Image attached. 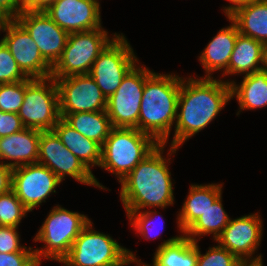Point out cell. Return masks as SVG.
I'll return each instance as SVG.
<instances>
[{"instance_id":"obj_3","label":"cell","mask_w":267,"mask_h":266,"mask_svg":"<svg viewBox=\"0 0 267 266\" xmlns=\"http://www.w3.org/2000/svg\"><path fill=\"white\" fill-rule=\"evenodd\" d=\"M181 77L176 73L153 72L145 81L138 130L158 144H168L174 128Z\"/></svg>"},{"instance_id":"obj_9","label":"cell","mask_w":267,"mask_h":266,"mask_svg":"<svg viewBox=\"0 0 267 266\" xmlns=\"http://www.w3.org/2000/svg\"><path fill=\"white\" fill-rule=\"evenodd\" d=\"M138 61L126 36L119 33L94 61L89 75L108 99Z\"/></svg>"},{"instance_id":"obj_16","label":"cell","mask_w":267,"mask_h":266,"mask_svg":"<svg viewBox=\"0 0 267 266\" xmlns=\"http://www.w3.org/2000/svg\"><path fill=\"white\" fill-rule=\"evenodd\" d=\"M16 20L27 30L43 58L53 67L62 55L69 34L45 12L22 10Z\"/></svg>"},{"instance_id":"obj_14","label":"cell","mask_w":267,"mask_h":266,"mask_svg":"<svg viewBox=\"0 0 267 266\" xmlns=\"http://www.w3.org/2000/svg\"><path fill=\"white\" fill-rule=\"evenodd\" d=\"M61 183L49 168L39 163L13 169L12 191L29 212L45 203Z\"/></svg>"},{"instance_id":"obj_11","label":"cell","mask_w":267,"mask_h":266,"mask_svg":"<svg viewBox=\"0 0 267 266\" xmlns=\"http://www.w3.org/2000/svg\"><path fill=\"white\" fill-rule=\"evenodd\" d=\"M127 249L110 234L95 230L90 221L60 263L64 266H101L119 261L127 253Z\"/></svg>"},{"instance_id":"obj_13","label":"cell","mask_w":267,"mask_h":266,"mask_svg":"<svg viewBox=\"0 0 267 266\" xmlns=\"http://www.w3.org/2000/svg\"><path fill=\"white\" fill-rule=\"evenodd\" d=\"M54 79L59 92L60 114L107 109V98L89 74Z\"/></svg>"},{"instance_id":"obj_39","label":"cell","mask_w":267,"mask_h":266,"mask_svg":"<svg viewBox=\"0 0 267 266\" xmlns=\"http://www.w3.org/2000/svg\"><path fill=\"white\" fill-rule=\"evenodd\" d=\"M56 1L57 0H30L22 10L45 12Z\"/></svg>"},{"instance_id":"obj_40","label":"cell","mask_w":267,"mask_h":266,"mask_svg":"<svg viewBox=\"0 0 267 266\" xmlns=\"http://www.w3.org/2000/svg\"><path fill=\"white\" fill-rule=\"evenodd\" d=\"M229 2V5L223 6L222 10L226 16H230L236 9L241 6L247 5L253 0H226Z\"/></svg>"},{"instance_id":"obj_42","label":"cell","mask_w":267,"mask_h":266,"mask_svg":"<svg viewBox=\"0 0 267 266\" xmlns=\"http://www.w3.org/2000/svg\"><path fill=\"white\" fill-rule=\"evenodd\" d=\"M261 70L267 72V43L263 45L262 67Z\"/></svg>"},{"instance_id":"obj_28","label":"cell","mask_w":267,"mask_h":266,"mask_svg":"<svg viewBox=\"0 0 267 266\" xmlns=\"http://www.w3.org/2000/svg\"><path fill=\"white\" fill-rule=\"evenodd\" d=\"M129 219V224L135 235L138 233L142 238L156 239L164 230V217L159 214L157 209H148L145 211L125 212Z\"/></svg>"},{"instance_id":"obj_26","label":"cell","mask_w":267,"mask_h":266,"mask_svg":"<svg viewBox=\"0 0 267 266\" xmlns=\"http://www.w3.org/2000/svg\"><path fill=\"white\" fill-rule=\"evenodd\" d=\"M60 117L83 136L96 141L101 146L113 128L106 110L60 114Z\"/></svg>"},{"instance_id":"obj_41","label":"cell","mask_w":267,"mask_h":266,"mask_svg":"<svg viewBox=\"0 0 267 266\" xmlns=\"http://www.w3.org/2000/svg\"><path fill=\"white\" fill-rule=\"evenodd\" d=\"M237 266H263V258L258 260H244L240 261Z\"/></svg>"},{"instance_id":"obj_20","label":"cell","mask_w":267,"mask_h":266,"mask_svg":"<svg viewBox=\"0 0 267 266\" xmlns=\"http://www.w3.org/2000/svg\"><path fill=\"white\" fill-rule=\"evenodd\" d=\"M223 183L190 184L176 219L178 233H184L223 193Z\"/></svg>"},{"instance_id":"obj_15","label":"cell","mask_w":267,"mask_h":266,"mask_svg":"<svg viewBox=\"0 0 267 266\" xmlns=\"http://www.w3.org/2000/svg\"><path fill=\"white\" fill-rule=\"evenodd\" d=\"M3 33L1 40L29 78L51 76L52 66L43 58L30 34L16 19L7 22Z\"/></svg>"},{"instance_id":"obj_8","label":"cell","mask_w":267,"mask_h":266,"mask_svg":"<svg viewBox=\"0 0 267 266\" xmlns=\"http://www.w3.org/2000/svg\"><path fill=\"white\" fill-rule=\"evenodd\" d=\"M137 62L124 76L120 86L107 99V114L113 127L138 129L140 105L146 79L154 72Z\"/></svg>"},{"instance_id":"obj_27","label":"cell","mask_w":267,"mask_h":266,"mask_svg":"<svg viewBox=\"0 0 267 266\" xmlns=\"http://www.w3.org/2000/svg\"><path fill=\"white\" fill-rule=\"evenodd\" d=\"M222 201L221 194L213 205L210 206L183 234L194 242L200 241V239L206 235H212V239L215 241L231 219L225 211Z\"/></svg>"},{"instance_id":"obj_18","label":"cell","mask_w":267,"mask_h":266,"mask_svg":"<svg viewBox=\"0 0 267 266\" xmlns=\"http://www.w3.org/2000/svg\"><path fill=\"white\" fill-rule=\"evenodd\" d=\"M226 18L231 24L221 28L198 56V61L201 63L205 74L204 76L195 74L196 77L212 78L214 77L212 76L213 73L216 71H221L220 74L222 75L220 76L224 79L228 76L229 60L239 31L235 22L229 16H226Z\"/></svg>"},{"instance_id":"obj_44","label":"cell","mask_w":267,"mask_h":266,"mask_svg":"<svg viewBox=\"0 0 267 266\" xmlns=\"http://www.w3.org/2000/svg\"><path fill=\"white\" fill-rule=\"evenodd\" d=\"M21 9H23L30 0H13Z\"/></svg>"},{"instance_id":"obj_6","label":"cell","mask_w":267,"mask_h":266,"mask_svg":"<svg viewBox=\"0 0 267 266\" xmlns=\"http://www.w3.org/2000/svg\"><path fill=\"white\" fill-rule=\"evenodd\" d=\"M104 27L70 33L61 57L52 67L53 78L89 74L94 61L107 45L119 34L108 35Z\"/></svg>"},{"instance_id":"obj_38","label":"cell","mask_w":267,"mask_h":266,"mask_svg":"<svg viewBox=\"0 0 267 266\" xmlns=\"http://www.w3.org/2000/svg\"><path fill=\"white\" fill-rule=\"evenodd\" d=\"M141 262V259H139L138 256L136 257L135 252L127 249V253L119 261L101 266H128L130 264L139 265Z\"/></svg>"},{"instance_id":"obj_4","label":"cell","mask_w":267,"mask_h":266,"mask_svg":"<svg viewBox=\"0 0 267 266\" xmlns=\"http://www.w3.org/2000/svg\"><path fill=\"white\" fill-rule=\"evenodd\" d=\"M159 144L136 128L113 127L101 150L100 168L120 183Z\"/></svg>"},{"instance_id":"obj_29","label":"cell","mask_w":267,"mask_h":266,"mask_svg":"<svg viewBox=\"0 0 267 266\" xmlns=\"http://www.w3.org/2000/svg\"><path fill=\"white\" fill-rule=\"evenodd\" d=\"M28 212L12 190L0 195V226L18 227Z\"/></svg>"},{"instance_id":"obj_1","label":"cell","mask_w":267,"mask_h":266,"mask_svg":"<svg viewBox=\"0 0 267 266\" xmlns=\"http://www.w3.org/2000/svg\"><path fill=\"white\" fill-rule=\"evenodd\" d=\"M231 98V85L219 77H181L173 137L167 146L182 147L220 114Z\"/></svg>"},{"instance_id":"obj_10","label":"cell","mask_w":267,"mask_h":266,"mask_svg":"<svg viewBox=\"0 0 267 266\" xmlns=\"http://www.w3.org/2000/svg\"><path fill=\"white\" fill-rule=\"evenodd\" d=\"M38 163L49 168L61 182L66 179L65 177H72L81 184L110 191L64 146L53 130L41 131Z\"/></svg>"},{"instance_id":"obj_33","label":"cell","mask_w":267,"mask_h":266,"mask_svg":"<svg viewBox=\"0 0 267 266\" xmlns=\"http://www.w3.org/2000/svg\"><path fill=\"white\" fill-rule=\"evenodd\" d=\"M18 227L0 226V253H35L33 247H26L21 241Z\"/></svg>"},{"instance_id":"obj_37","label":"cell","mask_w":267,"mask_h":266,"mask_svg":"<svg viewBox=\"0 0 267 266\" xmlns=\"http://www.w3.org/2000/svg\"><path fill=\"white\" fill-rule=\"evenodd\" d=\"M0 11L9 20H15L22 9L13 0H0Z\"/></svg>"},{"instance_id":"obj_43","label":"cell","mask_w":267,"mask_h":266,"mask_svg":"<svg viewBox=\"0 0 267 266\" xmlns=\"http://www.w3.org/2000/svg\"><path fill=\"white\" fill-rule=\"evenodd\" d=\"M8 21L9 19L0 11V35H1V32L4 31V28Z\"/></svg>"},{"instance_id":"obj_5","label":"cell","mask_w":267,"mask_h":266,"mask_svg":"<svg viewBox=\"0 0 267 266\" xmlns=\"http://www.w3.org/2000/svg\"><path fill=\"white\" fill-rule=\"evenodd\" d=\"M90 221L85 214L67 210L59 204L53 206L33 238V242L43 243L41 248H34L37 261L42 264L44 258L60 263Z\"/></svg>"},{"instance_id":"obj_17","label":"cell","mask_w":267,"mask_h":266,"mask_svg":"<svg viewBox=\"0 0 267 266\" xmlns=\"http://www.w3.org/2000/svg\"><path fill=\"white\" fill-rule=\"evenodd\" d=\"M99 0H57L45 13L68 34L103 27Z\"/></svg>"},{"instance_id":"obj_45","label":"cell","mask_w":267,"mask_h":266,"mask_svg":"<svg viewBox=\"0 0 267 266\" xmlns=\"http://www.w3.org/2000/svg\"><path fill=\"white\" fill-rule=\"evenodd\" d=\"M136 266H144V264L141 262L139 265H136Z\"/></svg>"},{"instance_id":"obj_22","label":"cell","mask_w":267,"mask_h":266,"mask_svg":"<svg viewBox=\"0 0 267 266\" xmlns=\"http://www.w3.org/2000/svg\"><path fill=\"white\" fill-rule=\"evenodd\" d=\"M198 242L184 234L164 240L153 253L152 263L144 266H197Z\"/></svg>"},{"instance_id":"obj_19","label":"cell","mask_w":267,"mask_h":266,"mask_svg":"<svg viewBox=\"0 0 267 266\" xmlns=\"http://www.w3.org/2000/svg\"><path fill=\"white\" fill-rule=\"evenodd\" d=\"M41 131L23 130L0 138V162L11 168L38 163Z\"/></svg>"},{"instance_id":"obj_25","label":"cell","mask_w":267,"mask_h":266,"mask_svg":"<svg viewBox=\"0 0 267 266\" xmlns=\"http://www.w3.org/2000/svg\"><path fill=\"white\" fill-rule=\"evenodd\" d=\"M263 43L253 38L238 35L228 65V75H249L261 70Z\"/></svg>"},{"instance_id":"obj_23","label":"cell","mask_w":267,"mask_h":266,"mask_svg":"<svg viewBox=\"0 0 267 266\" xmlns=\"http://www.w3.org/2000/svg\"><path fill=\"white\" fill-rule=\"evenodd\" d=\"M53 131L57 134L64 146L90 171H92V167L100 166L102 146L99 143L83 136L63 118L58 120Z\"/></svg>"},{"instance_id":"obj_30","label":"cell","mask_w":267,"mask_h":266,"mask_svg":"<svg viewBox=\"0 0 267 266\" xmlns=\"http://www.w3.org/2000/svg\"><path fill=\"white\" fill-rule=\"evenodd\" d=\"M25 80L0 84V111L18 113L24 101Z\"/></svg>"},{"instance_id":"obj_32","label":"cell","mask_w":267,"mask_h":266,"mask_svg":"<svg viewBox=\"0 0 267 266\" xmlns=\"http://www.w3.org/2000/svg\"><path fill=\"white\" fill-rule=\"evenodd\" d=\"M198 245L197 266H237L240 260L227 249L218 244L209 247L205 254H201Z\"/></svg>"},{"instance_id":"obj_24","label":"cell","mask_w":267,"mask_h":266,"mask_svg":"<svg viewBox=\"0 0 267 266\" xmlns=\"http://www.w3.org/2000/svg\"><path fill=\"white\" fill-rule=\"evenodd\" d=\"M239 34L267 43V0H253L229 16Z\"/></svg>"},{"instance_id":"obj_12","label":"cell","mask_w":267,"mask_h":266,"mask_svg":"<svg viewBox=\"0 0 267 266\" xmlns=\"http://www.w3.org/2000/svg\"><path fill=\"white\" fill-rule=\"evenodd\" d=\"M259 214L260 212H255L236 219L231 218L215 240L216 244L230 251L240 261L261 259L262 254H256L261 247L264 228Z\"/></svg>"},{"instance_id":"obj_35","label":"cell","mask_w":267,"mask_h":266,"mask_svg":"<svg viewBox=\"0 0 267 266\" xmlns=\"http://www.w3.org/2000/svg\"><path fill=\"white\" fill-rule=\"evenodd\" d=\"M26 128L17 113L0 111V138Z\"/></svg>"},{"instance_id":"obj_34","label":"cell","mask_w":267,"mask_h":266,"mask_svg":"<svg viewBox=\"0 0 267 266\" xmlns=\"http://www.w3.org/2000/svg\"><path fill=\"white\" fill-rule=\"evenodd\" d=\"M35 253H0V266H40Z\"/></svg>"},{"instance_id":"obj_21","label":"cell","mask_w":267,"mask_h":266,"mask_svg":"<svg viewBox=\"0 0 267 266\" xmlns=\"http://www.w3.org/2000/svg\"><path fill=\"white\" fill-rule=\"evenodd\" d=\"M237 84L236 80L226 79L231 85V98H236L239 109L236 115L243 111L258 110L267 107V72L263 70L243 76Z\"/></svg>"},{"instance_id":"obj_2","label":"cell","mask_w":267,"mask_h":266,"mask_svg":"<svg viewBox=\"0 0 267 266\" xmlns=\"http://www.w3.org/2000/svg\"><path fill=\"white\" fill-rule=\"evenodd\" d=\"M159 144L121 182L120 201L125 212L165 209L175 203L171 156L179 148ZM166 153V157L164 156ZM170 157V158H169Z\"/></svg>"},{"instance_id":"obj_31","label":"cell","mask_w":267,"mask_h":266,"mask_svg":"<svg viewBox=\"0 0 267 266\" xmlns=\"http://www.w3.org/2000/svg\"><path fill=\"white\" fill-rule=\"evenodd\" d=\"M29 77L20 69L4 42L0 39V84L15 83Z\"/></svg>"},{"instance_id":"obj_36","label":"cell","mask_w":267,"mask_h":266,"mask_svg":"<svg viewBox=\"0 0 267 266\" xmlns=\"http://www.w3.org/2000/svg\"><path fill=\"white\" fill-rule=\"evenodd\" d=\"M13 168L0 162V195L12 190Z\"/></svg>"},{"instance_id":"obj_7","label":"cell","mask_w":267,"mask_h":266,"mask_svg":"<svg viewBox=\"0 0 267 266\" xmlns=\"http://www.w3.org/2000/svg\"><path fill=\"white\" fill-rule=\"evenodd\" d=\"M17 114L26 128L39 131L53 130L61 118L55 79L50 76L25 80L24 101Z\"/></svg>"}]
</instances>
